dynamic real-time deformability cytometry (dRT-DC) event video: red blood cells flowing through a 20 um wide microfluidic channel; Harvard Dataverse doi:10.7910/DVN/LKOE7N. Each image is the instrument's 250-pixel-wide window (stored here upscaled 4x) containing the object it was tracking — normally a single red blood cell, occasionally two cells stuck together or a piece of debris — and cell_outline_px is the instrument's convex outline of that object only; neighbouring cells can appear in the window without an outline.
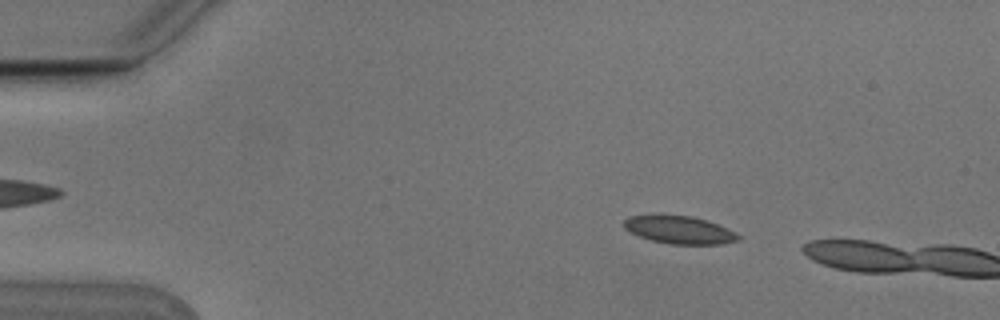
{"species": "Egyptian fruit bat (a non-hibernating species)", "species_latin": "Rousettus aegyptiacus", "temperature_condition": "cold", "stored_images_in_passage": 3, "camera_frame_rate_fps": 3000, "um_per_image_px": 0.085, "animal": {"sex": "male"}, "frame": {"image": 1, "passage_image": 2, "time_ms": 0.333, "image_size_px": [1000, 320], "cell_outline_px": [[740, 240], [720, 244], [672, 244], [652, 240], [640, 236], [624, 228], [624, 220], [628, 216], [692, 216], [716, 224], [736, 232], [740, 236]], "centroid_in_image_um": [57.78, 19.55], "position_along_channel_um": 27.2, "area_um2": 17.98}}